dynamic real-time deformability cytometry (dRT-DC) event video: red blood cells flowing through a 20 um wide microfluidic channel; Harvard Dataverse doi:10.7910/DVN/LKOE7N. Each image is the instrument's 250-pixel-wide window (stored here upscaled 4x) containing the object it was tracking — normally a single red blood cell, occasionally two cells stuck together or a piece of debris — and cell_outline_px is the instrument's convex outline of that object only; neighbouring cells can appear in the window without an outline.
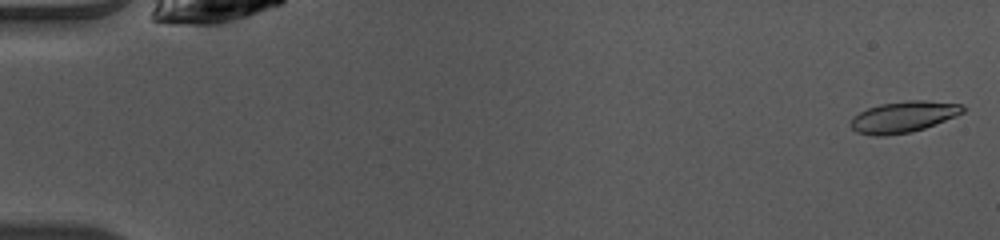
{"species": "common noctule bat (a hibernating species)", "species_latin": "Nyctalus noctula", "temperature_condition": "warm", "stored_images_in_passage": 49, "camera_frame_rate_fps": 3000, "um_per_image_px": 0.085, "animal": {"sex": "female", "body_mass_g": 10.0, "forearm_length_mm": 53.1}, "frame": {"image": 1, "passage_image": 1, "time_ms": 0.0, "image_size_px": [1000, 240], "cell_outline_px": [[964, 112], [956, 116], [936, 124], [912, 132], [884, 136], [876, 136], [856, 132], [848, 124], [852, 116], [868, 108], [880, 104], [908, 100], [924, 100], [964, 104]], "centroid_in_image_um": [76.78, 9.93], "position_along_channel_um": 8.2, "area_um2": 20.58}}
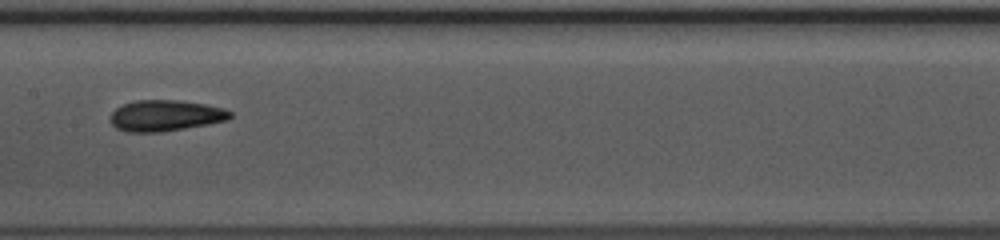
{"frame": {"image": 2, "passage_image": 25, "time_ms": 8.0, "image_size_px": [1000, 240], "cell_outline_px": [[232, 116], [228, 120], [208, 124], [160, 132], [128, 132], [116, 128], [108, 120], [112, 112], [116, 108], [124, 104], [136, 100], [180, 100], [204, 104], [224, 108], [232, 112]], "centroid_in_image_um": [14.05, 9.82], "position_along_channel_um": 193.4, "area_um2": 21.73}}
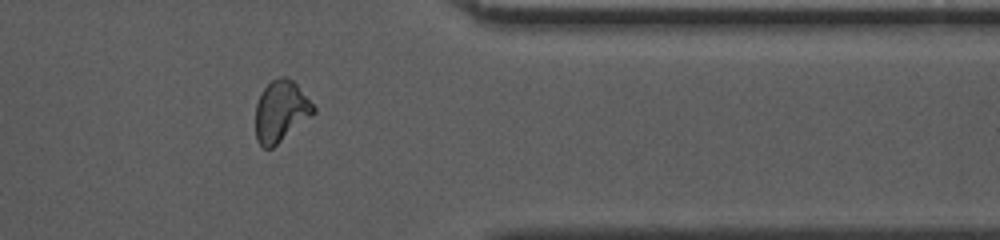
{"frame": {"image": 3, "passage_image": 40, "time_ms": 13.0, "image_size_px": [1000, 240], "cell_outline_px": [[316, 112], [312, 116], [272, 148], [264, 148], [256, 140], [256, 104], [264, 88], [272, 80], [280, 76], [284, 76], [292, 80], [296, 84], [316, 108]], "centroid_in_image_um": [23.88, 9.46], "position_along_channel_um": 387.5, "area_um2": 20.46}, "authors_computed_cell_mechanics": {"area_um2": 20.6924, "velocity_mm_per_s": 4.0714, "shape_relaxation_time_tau1_ms": 5.492, "shape_relaxation_time_tau2_ms": 2.0484, "deformation_change_tau1": 0.1896, "deformation_change_tau2": 0.0996}}